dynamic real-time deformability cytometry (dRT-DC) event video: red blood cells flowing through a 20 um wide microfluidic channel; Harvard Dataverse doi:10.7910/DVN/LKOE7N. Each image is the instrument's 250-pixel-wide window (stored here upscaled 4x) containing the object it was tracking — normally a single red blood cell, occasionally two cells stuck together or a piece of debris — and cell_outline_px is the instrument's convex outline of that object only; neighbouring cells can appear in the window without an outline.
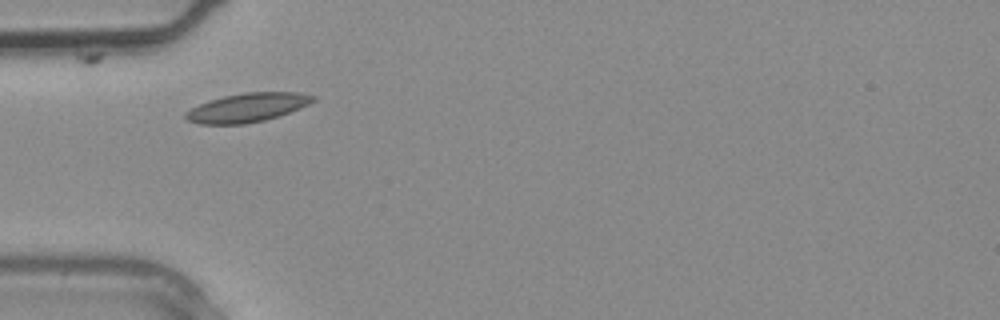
{"species": "common noctule bat (a hibernating species)", "species_latin": "Nyctalus noctula", "temperature_condition": "warm", "stored_images_in_passage": 1, "camera_frame_rate_fps": 3000, "um_per_image_px": 0.085, "animal": {"sex": "male", "body_mass_g": 20.4}, "frame": {"image": 1, "passage_image": 1, "time_ms": 0.0, "image_size_px": [1000, 320], "cell_outline_px": [[316, 100], [300, 108], [280, 116], [264, 120], [244, 124], [200, 124], [188, 120], [184, 116], [184, 112], [200, 104], [224, 96], [244, 92], [300, 92], [316, 96]], "centroid_in_image_um": [21.06, 9.14], "position_along_channel_um": 63.9, "area_um2": 21.39}}